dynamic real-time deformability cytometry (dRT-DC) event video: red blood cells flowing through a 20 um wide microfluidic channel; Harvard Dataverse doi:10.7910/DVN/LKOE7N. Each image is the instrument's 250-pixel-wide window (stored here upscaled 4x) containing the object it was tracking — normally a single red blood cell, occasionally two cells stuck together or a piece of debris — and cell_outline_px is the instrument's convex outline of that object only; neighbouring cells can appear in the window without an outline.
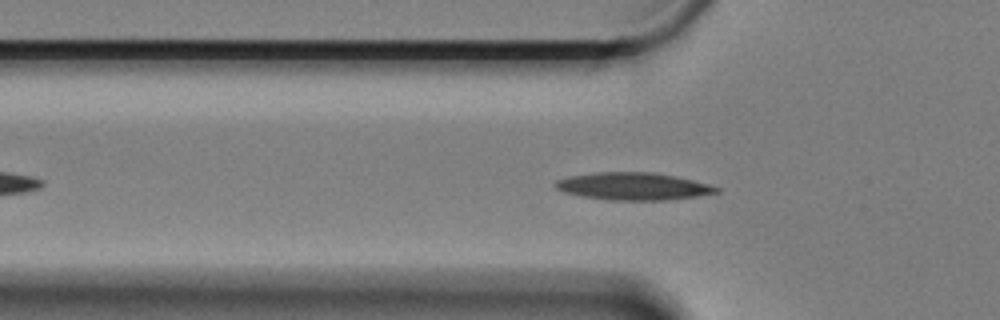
{"species": "Egyptian fruit bat (a non-hibernating species)", "species_latin": "Rousettus aegyptiacus", "temperature_condition": "cold", "stored_images_in_passage": 45, "camera_frame_rate_fps": 3000, "um_per_image_px": 0.085, "animal": {"sex": "female"}, "frame": {"image": 1, "passage_image": 3, "time_ms": 0.667, "image_size_px": [1000, 320], "cell_outline_px": [[720, 192], [696, 196], [664, 200], [608, 200], [580, 196], [564, 192], [556, 188], [552, 184], [556, 180], [568, 176], [596, 172], [656, 172], [676, 176], [708, 184], [720, 188]], "centroid_in_image_um": [53.78, 15.83], "position_along_channel_um": 72.0, "area_um2": 25.84}}
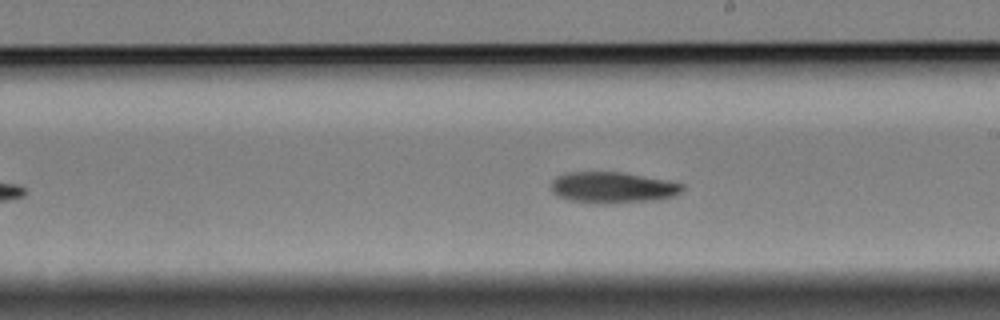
{"frame": {"image": 2, "passage_image": 18, "time_ms": 5.667, "image_size_px": [1000, 320], "cell_outline_px": [[684, 188], [676, 196], [660, 200], [608, 204], [596, 204], [568, 200], [552, 192], [552, 180], [556, 176], [564, 172], [624, 172], [668, 180], [684, 184]], "centroid_in_image_um": [52.11, 15.95], "position_along_channel_um": 236.9, "area_um2": 24.33}}
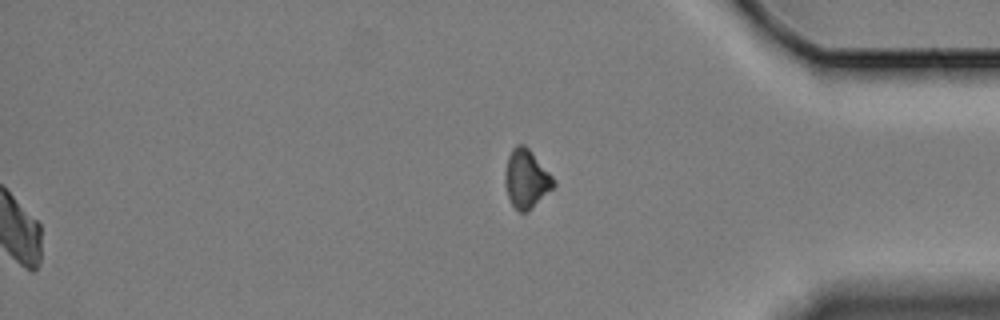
{"frame": {"image": 3, "passage_image": 45, "time_ms": 14.667, "image_size_px": [1000, 320], "cell_outline_px": [[556, 184], [528, 212], [520, 212], [512, 204], [508, 196], [504, 180], [504, 172], [508, 156], [512, 148], [516, 144], [524, 144], [532, 152], [556, 180]], "centroid_in_image_um": [44.73, 15.18], "position_along_channel_um": 390.5, "area_um2": 16.53}, "authors_computed_cell_mechanics": {"area_um2": 23.698, "velocity_mm_per_s": 3.2854, "shape_relaxation_time_tau1_ms": 3.1911, "shape_relaxation_time_tau2_ms": null, "deformation_change_tau1": 0.1316, "deformation_change_tau2": null}}